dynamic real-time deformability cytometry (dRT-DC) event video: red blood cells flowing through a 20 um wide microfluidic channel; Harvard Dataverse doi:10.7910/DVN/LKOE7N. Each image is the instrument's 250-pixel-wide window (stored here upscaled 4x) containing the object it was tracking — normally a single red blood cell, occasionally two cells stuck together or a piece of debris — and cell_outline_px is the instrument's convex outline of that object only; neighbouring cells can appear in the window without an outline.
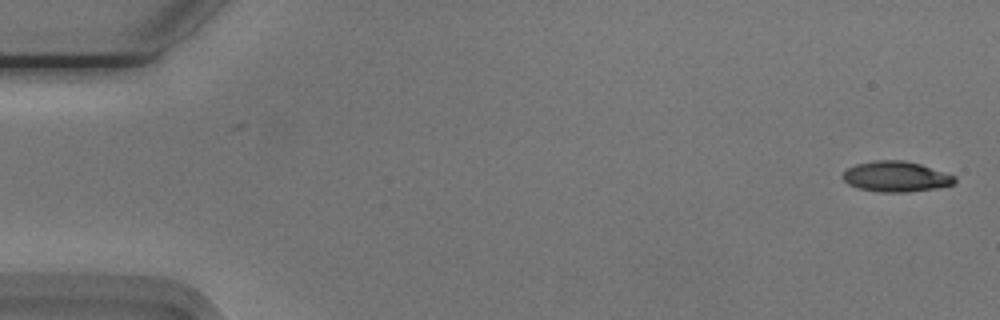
{"species": "Egyptian fruit bat (a non-hibernating species)", "species_latin": "Rousettus aegyptiacus", "temperature_condition": "cold", "stored_images_in_passage": 54, "camera_frame_rate_fps": 3000, "um_per_image_px": 0.085, "animal": {"sex": "male"}, "frame": {"image": 1, "passage_image": 1, "time_ms": 0.0, "image_size_px": [1000, 320], "cell_outline_px": [[956, 180], [952, 184], [936, 188], [908, 192], [880, 192], [860, 188], [848, 184], [844, 180], [844, 172], [848, 168], [856, 164], [876, 160], [900, 160], [920, 164], [956, 176]], "centroid_in_image_um": [76.17, 15.01], "position_along_channel_um": 8.8, "area_um2": 19.59}}
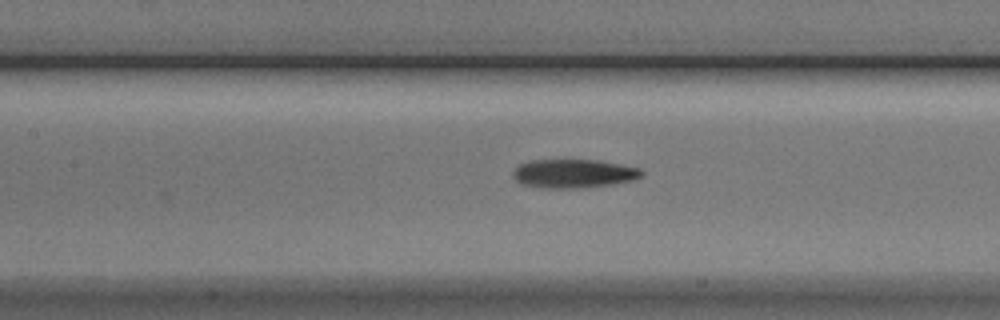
{"frame": {"image": 2, "passage_image": 24, "time_ms": 7.667, "image_size_px": [1000, 320], "cell_outline_px": [[644, 176], [632, 180], [612, 184], [576, 188], [544, 188], [520, 184], [512, 176], [512, 172], [520, 164], [528, 160], [596, 160], [640, 168], [644, 172]], "centroid_in_image_um": [48.73, 14.75], "position_along_channel_um": 158.7, "area_um2": 21.5}}
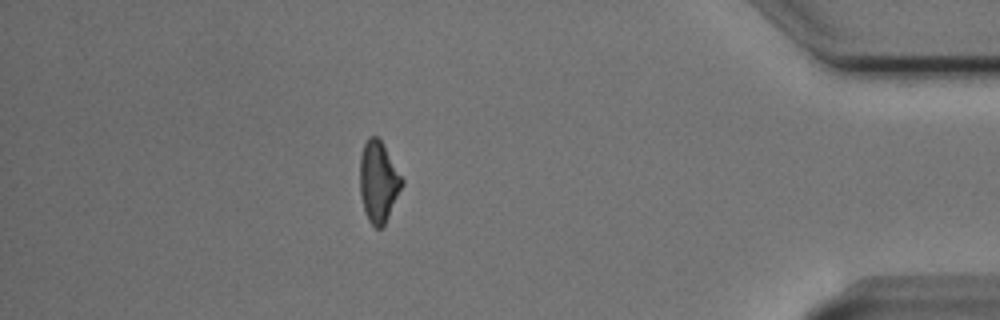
{"frame": {"image": 3, "passage_image": 47, "time_ms": 15.333, "image_size_px": [1000, 320], "cell_outline_px": [[404, 184], [384, 224], [380, 228], [376, 228], [368, 220], [364, 208], [360, 192], [360, 156], [364, 144], [368, 136], [376, 136], [380, 140], [404, 180]], "centroid_in_image_um": [32.16, 15.43], "position_along_channel_um": 403.0, "area_um2": 19.54}, "authors_computed_cell_mechanics": {"area_um2": 20.6057, "velocity_mm_per_s": 3.7704, "shape_relaxation_time_tau1_ms": 4.2393, "shape_relaxation_time_tau2_ms": 7.9803, "deformation_change_tau1": 0.1405, "deformation_change_tau2": 0.2009}}